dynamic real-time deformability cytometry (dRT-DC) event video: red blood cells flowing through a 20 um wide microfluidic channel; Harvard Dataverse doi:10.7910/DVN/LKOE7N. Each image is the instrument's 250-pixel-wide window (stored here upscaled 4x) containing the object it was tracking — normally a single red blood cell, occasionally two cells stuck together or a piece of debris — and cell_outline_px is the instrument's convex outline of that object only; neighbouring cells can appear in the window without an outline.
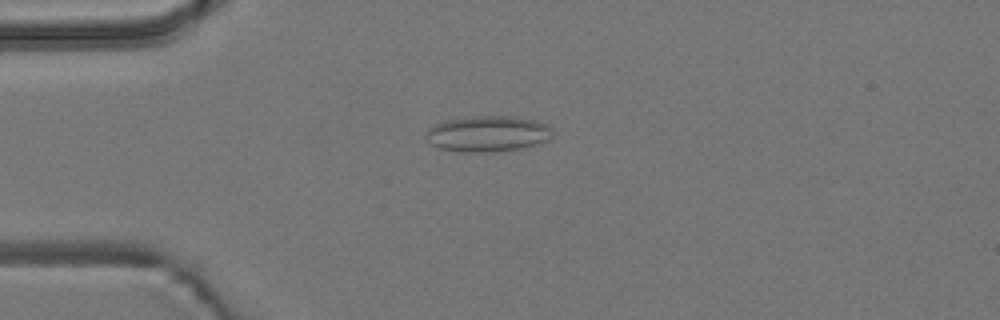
{"species": "common noctule bat (a hibernating species)", "species_latin": "Nyctalus noctula", "temperature_condition": "room temperature", "stored_images_in_passage": 2, "camera_frame_rate_fps": 3000, "um_per_image_px": 0.085, "animal": {"sex": "male", "body_mass_g": 19.2, "forearm_length_mm": 51.8}, "frame": {"image": 1, "passage_image": 1, "time_ms": 0.0, "image_size_px": [1000, 320], "cell_outline_px": [[552, 136], [548, 140], [536, 144], [520, 148], [496, 152], [460, 152], [440, 148], [428, 144], [424, 140], [424, 132], [428, 128], [436, 124], [448, 120], [472, 116], [512, 116], [536, 120], [548, 124], [552, 128]], "centroid_in_image_um": [41.42, 11.37], "position_along_channel_um": 43.6, "area_um2": 26.88}}